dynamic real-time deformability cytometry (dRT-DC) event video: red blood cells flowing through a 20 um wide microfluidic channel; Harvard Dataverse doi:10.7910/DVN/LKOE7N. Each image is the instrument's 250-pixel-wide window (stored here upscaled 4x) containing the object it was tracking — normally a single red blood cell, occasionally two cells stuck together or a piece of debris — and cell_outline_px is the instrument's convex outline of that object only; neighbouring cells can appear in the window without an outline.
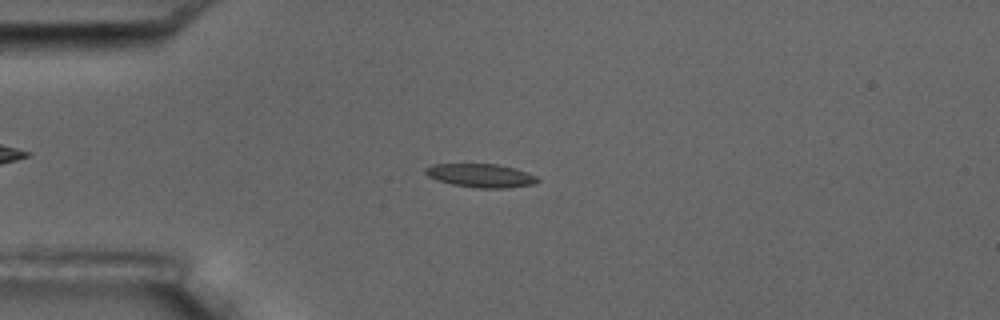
{"species": "common noctule bat (a hibernating species)", "species_latin": "Nyctalus noctula", "temperature_condition": "room temperature", "stored_images_in_passage": 5, "camera_frame_rate_fps": 3000, "um_per_image_px": 0.085, "animal": {"sex": "male", "body_mass_g": 17.5, "forearm_length_mm": 52.3}, "frame": {"image": 1, "passage_image": 4, "time_ms": 3.333, "image_size_px": [1000, 320], "cell_outline_px": [[540, 180], [536, 184], [508, 188], [476, 188], [452, 184], [428, 176], [424, 172], [424, 168], [432, 164], [500, 164], [516, 168], [536, 176]], "centroid_in_image_um": [40.9, 14.92], "position_along_channel_um": 44.1, "area_um2": 15.49}}